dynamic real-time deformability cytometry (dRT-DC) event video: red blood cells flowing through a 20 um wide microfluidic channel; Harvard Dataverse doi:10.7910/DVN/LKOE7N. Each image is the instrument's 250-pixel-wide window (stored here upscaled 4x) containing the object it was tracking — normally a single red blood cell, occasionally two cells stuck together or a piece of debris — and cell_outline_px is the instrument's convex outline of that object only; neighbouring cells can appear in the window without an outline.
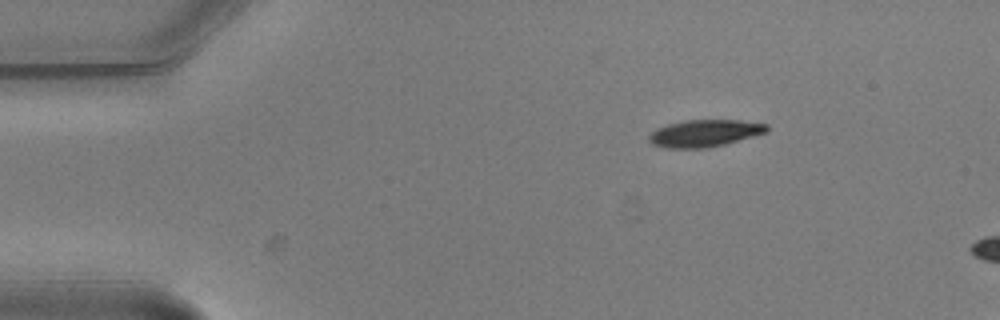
{"species": "common noctule bat (a hibernating species)", "species_latin": "Nyctalus noctula", "temperature_condition": "warm", "stored_images_in_passage": 2, "camera_frame_rate_fps": 3000, "um_per_image_px": 0.085, "animal": {"sex": "male", "body_mass_g": 20.5, "forearm_length_mm": 52.5}, "frame": {"image": 1, "passage_image": 1, "time_ms": 0.0, "image_size_px": [1000, 320], "cell_outline_px": [[768, 132], [724, 144], [708, 148], [664, 148], [652, 144], [648, 140], [648, 136], [652, 132], [668, 124], [684, 120], [740, 120], [768, 124]], "centroid_in_image_um": [59.9, 11.33], "position_along_channel_um": 25.1, "area_um2": 18.55}}